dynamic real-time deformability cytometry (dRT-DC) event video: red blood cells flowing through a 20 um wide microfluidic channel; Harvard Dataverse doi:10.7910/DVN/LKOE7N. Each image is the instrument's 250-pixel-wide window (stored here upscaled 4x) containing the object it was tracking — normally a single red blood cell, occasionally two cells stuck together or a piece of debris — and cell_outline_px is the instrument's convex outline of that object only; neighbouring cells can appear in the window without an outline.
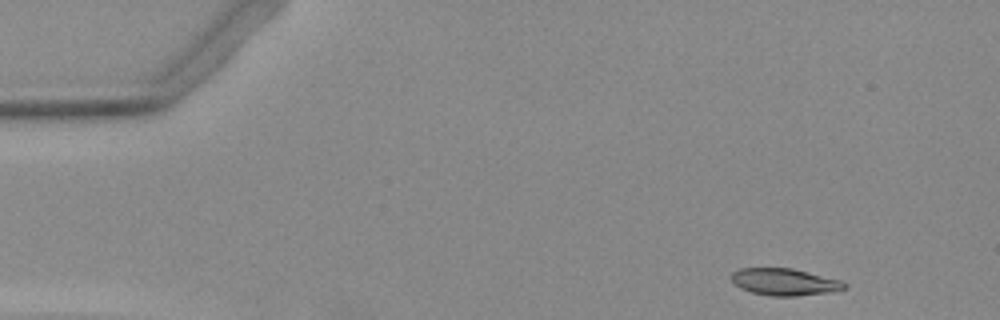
{"species": "Egyptian fruit bat (a non-hibernating species)", "species_latin": "Rousettus aegyptiacus", "temperature_condition": "warm", "stored_images_in_passage": 16, "camera_frame_rate_fps": 3000, "um_per_image_px": 0.085, "animal": {"sex": "female"}, "frame": {"image": 1, "passage_image": 1, "time_ms": 0.0, "image_size_px": [1000, 320], "cell_outline_px": [[848, 284], [844, 288], [832, 292], [796, 296], [772, 296], [752, 292], [740, 288], [732, 280], [732, 272], [740, 268], [792, 268], [840, 280]], "centroid_in_image_um": [66.69, 23.96], "position_along_channel_um": 18.3, "area_um2": 17.63}}
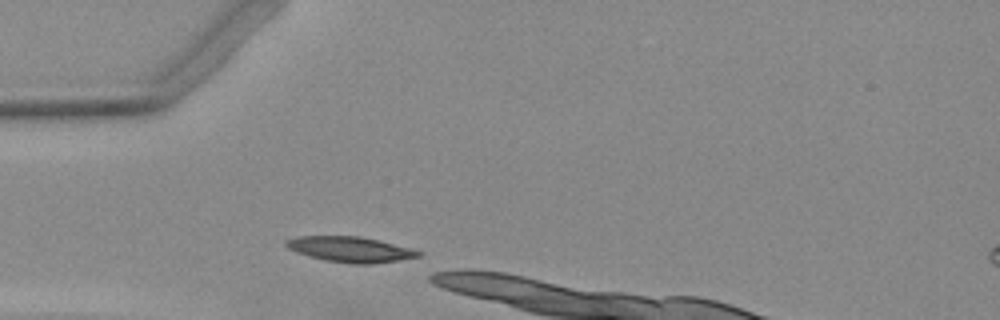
{"frame": {"image": 2, "passage_image": 11, "time_ms": 3.333, "image_size_px": [1000, 320], "cell_outline_px": [[424, 252], [420, 256], [372, 264], [356, 264], [328, 260], [296, 252], [288, 248], [284, 244], [284, 240], [296, 236], [360, 236]], "centroid_in_image_um": [29.72, 21.18], "position_along_channel_um": 55.3, "area_um2": 19.19}}
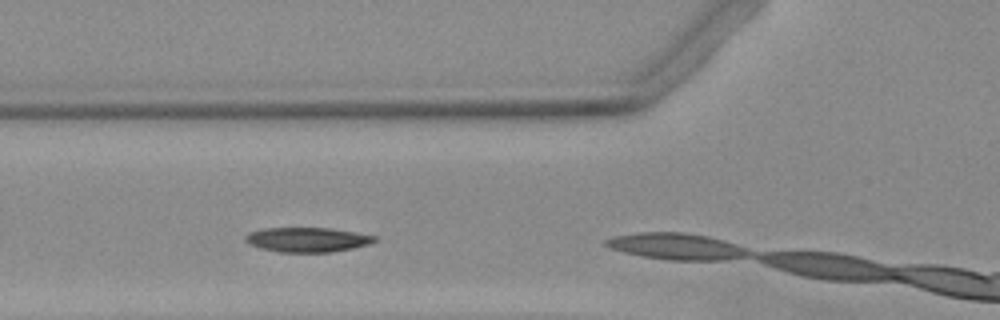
{"frame": {"image": 3, "passage_image": 15, "time_ms": 4.667, "image_size_px": [1000, 320], "cell_outline_px": [[380, 240], [368, 244], [352, 248], [332, 252], [280, 252], [260, 248], [244, 240], [244, 236], [248, 232], [264, 228], [328, 228], [356, 232], [376, 236]], "centroid_in_image_um": [26.14, 20.37], "position_along_channel_um": 99.7, "area_um2": 18.55}}